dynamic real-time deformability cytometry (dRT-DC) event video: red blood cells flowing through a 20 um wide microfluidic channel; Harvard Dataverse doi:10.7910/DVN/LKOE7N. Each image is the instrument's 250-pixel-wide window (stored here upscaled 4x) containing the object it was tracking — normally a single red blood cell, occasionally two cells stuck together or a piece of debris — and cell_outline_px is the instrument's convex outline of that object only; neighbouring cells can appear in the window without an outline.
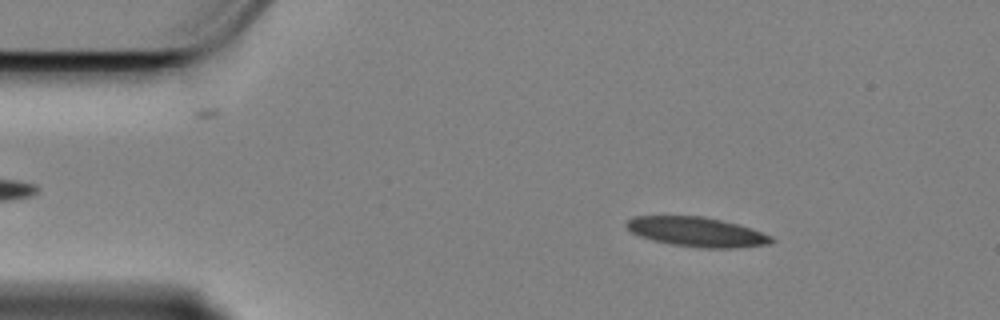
{"species": "Egyptian fruit bat (a non-hibernating species)", "species_latin": "Rousettus aegyptiacus", "temperature_condition": "cold", "stored_images_in_passage": 56, "camera_frame_rate_fps": 3000, "um_per_image_px": 0.085, "animal": {"sex": "female"}, "frame": {"image": 1, "passage_image": 7, "time_ms": 2.0, "image_size_px": [1000, 320], "cell_outline_px": [[776, 240], [768, 244], [736, 248], [700, 248], [672, 244], [652, 240], [640, 236], [632, 232], [624, 224], [632, 216], [704, 216], [752, 228], [772, 236]], "centroid_in_image_um": [59.24, 19.71], "position_along_channel_um": 25.8, "area_um2": 24.97}}
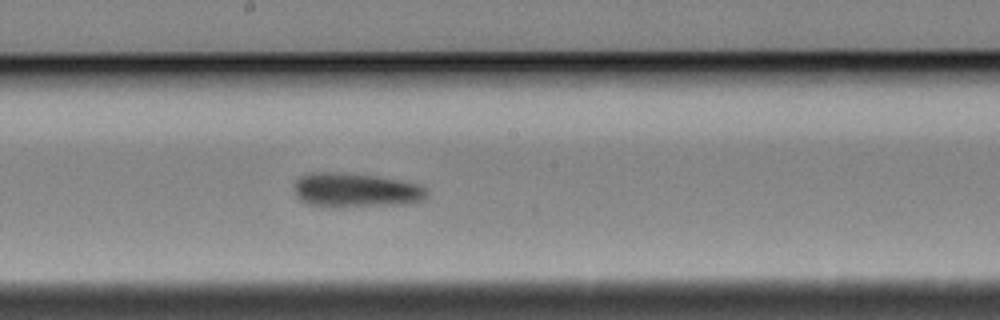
{"frame": {"image": 2, "passage_image": 29, "time_ms": 9.333, "image_size_px": [1000, 320], "cell_outline_px": [[428, 196], [424, 200], [408, 204], [336, 208], [328, 208], [308, 204], [300, 200], [296, 196], [292, 188], [296, 180], [300, 176], [308, 172], [344, 172], [380, 176], [404, 180], [420, 184], [428, 188]], "centroid_in_image_um": [30.25, 16.17], "position_along_channel_um": 217.9, "area_um2": 27.8}}
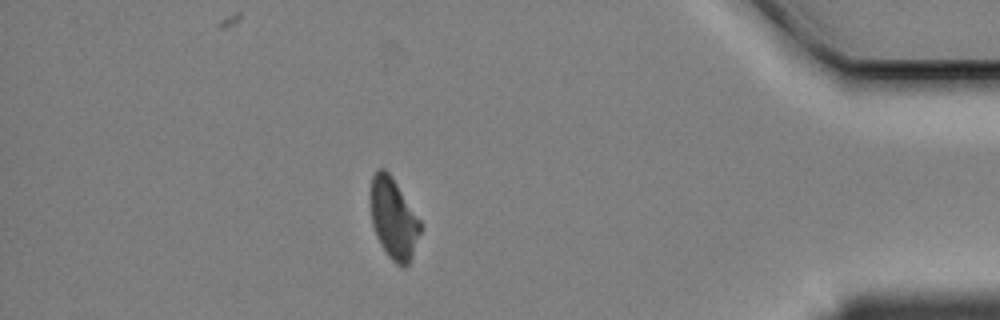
{"frame": {"image": 3, "passage_image": 49, "time_ms": 16.0, "image_size_px": [1000, 320], "cell_outline_px": [[420, 232], [412, 256], [408, 264], [404, 268], [400, 268], [388, 256], [380, 244], [376, 236], [372, 224], [372, 176], [376, 168], [384, 168], [392, 176], [420, 220]], "centroid_in_image_um": [33.45, 18.6], "position_along_channel_um": 401.7, "area_um2": 23.12}, "authors_computed_cell_mechanics": {"area_um2": 25.3164, "velocity_mm_per_s": 3.3881, "shape_relaxation_time_tau1_ms": 5.7949, "shape_relaxation_time_tau2_ms": null, "deformation_change_tau1": 0.1251, "deformation_change_tau2": null}}